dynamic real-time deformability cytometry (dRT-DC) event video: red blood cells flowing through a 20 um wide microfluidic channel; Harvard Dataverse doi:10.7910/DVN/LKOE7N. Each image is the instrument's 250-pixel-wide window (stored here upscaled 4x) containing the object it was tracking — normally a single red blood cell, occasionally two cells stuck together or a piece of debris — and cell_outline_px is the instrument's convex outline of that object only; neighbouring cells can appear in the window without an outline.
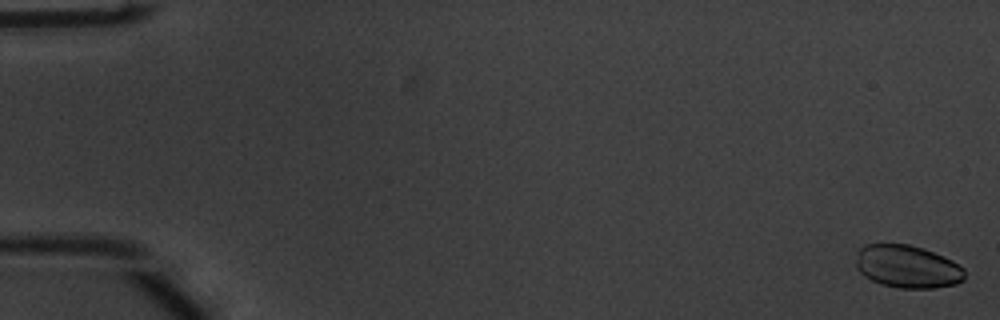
{"species": "common noctule bat (a hibernating species)", "species_latin": "Nyctalus noctula", "temperature_condition": "warm", "stored_images_in_passage": 55, "camera_frame_rate_fps": 3000, "um_per_image_px": 0.085, "animal": {"sex": "male", "body_mass_g": 20.1, "forearm_length_mm": 53.5}, "frame": {"image": 1, "passage_image": 1, "time_ms": 0.0, "image_size_px": [1000, 320], "cell_outline_px": [[964, 280], [956, 284], [932, 288], [900, 288], [880, 284], [864, 276], [856, 268], [856, 252], [864, 244], [908, 244], [924, 248], [952, 260], [964, 268]], "centroid_in_image_um": [77.11, 22.65], "position_along_channel_um": 7.9, "area_um2": 27.28}}
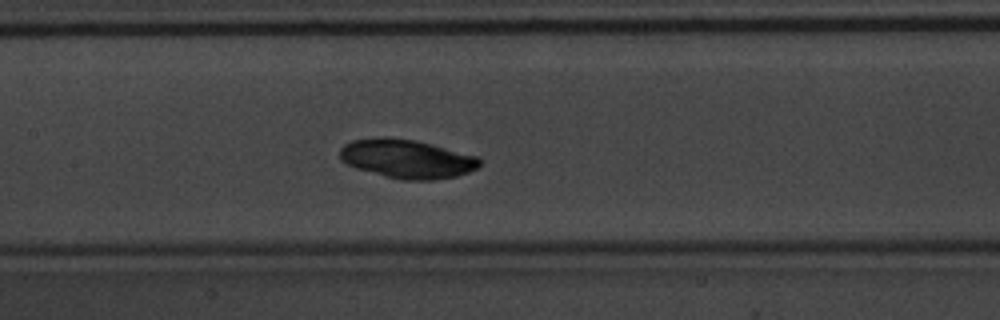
{"frame": {"image": 2, "passage_image": 27, "time_ms": 8.667, "image_size_px": [1000, 320], "cell_outline_px": [[480, 164], [476, 168], [468, 172], [456, 176], [432, 180], [400, 180], [384, 176], [356, 168], [340, 160], [340, 148], [344, 144], [352, 140], [380, 136], [388, 136], [416, 140], [480, 156]], "centroid_in_image_um": [34.58, 13.48], "position_along_channel_um": 172.8, "area_um2": 31.96}}
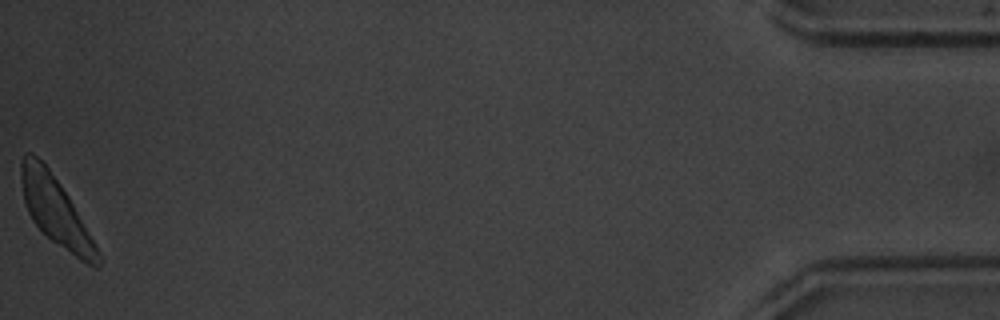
{"frame": {"image": 3, "passage_image": 55, "time_ms": 18.0, "image_size_px": [1000, 320], "cell_outline_px": [[100, 264], [96, 268], [80, 260], [52, 240], [32, 220], [28, 212], [24, 200], [20, 180], [20, 164], [24, 152], [32, 152], [48, 168], [60, 184], [68, 196], [100, 252]], "centroid_in_image_um": [4.7, 17.91], "position_along_channel_um": 430.5, "area_um2": 29.82}}